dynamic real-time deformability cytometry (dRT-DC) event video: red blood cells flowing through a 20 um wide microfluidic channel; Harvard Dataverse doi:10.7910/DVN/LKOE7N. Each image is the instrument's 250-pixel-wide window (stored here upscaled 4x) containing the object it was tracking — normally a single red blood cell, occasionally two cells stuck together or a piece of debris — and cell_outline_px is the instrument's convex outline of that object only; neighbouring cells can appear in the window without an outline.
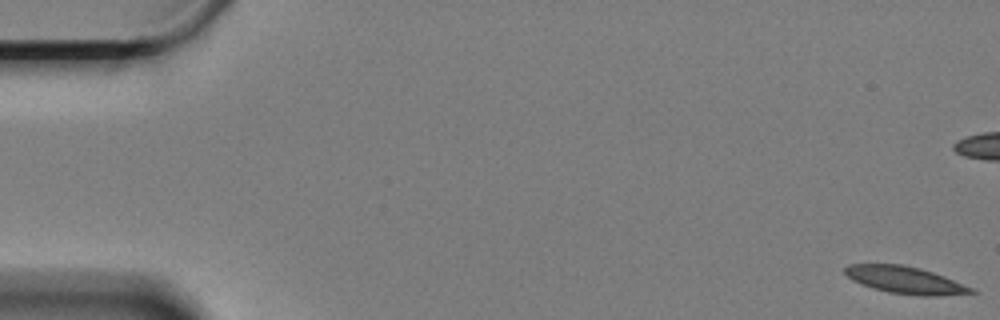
{"species": "Egyptian fruit bat (a non-hibernating species)", "species_latin": "Rousettus aegyptiacus", "temperature_condition": "cold", "stored_images_in_passage": 12, "camera_frame_rate_fps": 3000, "um_per_image_px": 0.085, "animal": {"sex": "female"}, "frame": {"image": 1, "passage_image": 1, "time_ms": 0.0, "image_size_px": [1000, 320], "cell_outline_px": [[976, 292], [940, 296], [924, 296], [888, 292], [872, 288], [852, 280], [844, 272], [844, 268], [848, 264], [904, 264], [920, 268], [944, 276], [972, 288]], "centroid_in_image_um": [76.91, 23.8], "position_along_channel_um": 8.1, "area_um2": 19.83}}